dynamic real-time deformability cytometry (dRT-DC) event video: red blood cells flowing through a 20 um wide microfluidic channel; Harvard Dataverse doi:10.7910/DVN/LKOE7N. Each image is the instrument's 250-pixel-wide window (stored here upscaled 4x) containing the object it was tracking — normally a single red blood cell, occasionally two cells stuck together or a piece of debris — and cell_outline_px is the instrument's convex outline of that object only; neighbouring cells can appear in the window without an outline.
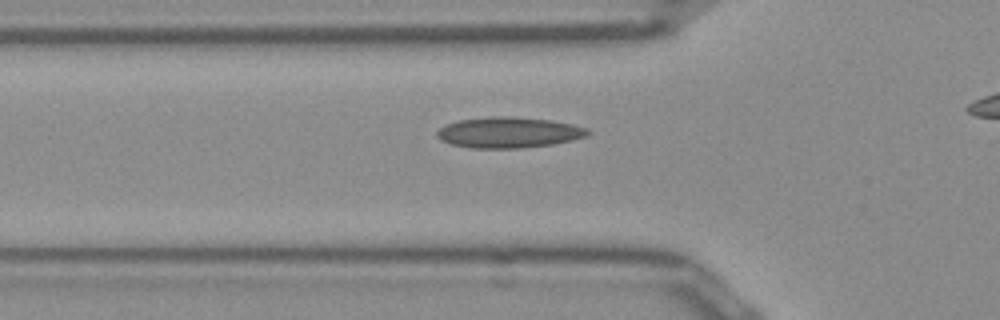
{"species": "Egyptian fruit bat (a non-hibernating species)", "species_latin": "Rousettus aegyptiacus", "temperature_condition": "room temperature", "stored_images_in_passage": 32, "camera_frame_rate_fps": 3000, "um_per_image_px": 0.085, "frame": {"image": 1, "passage_image": 8, "time_ms": 2.333, "image_size_px": [1000, 320], "cell_outline_px": [[592, 132], [588, 136], [572, 140], [552, 144], [524, 148], [472, 148], [452, 144], [440, 140], [436, 136], [436, 132], [444, 124], [460, 120], [492, 116], [512, 116], [552, 120], [572, 124], [588, 128]], "centroid_in_image_um": [43.26, 11.25], "position_along_channel_um": 82.5, "area_um2": 27.28}}
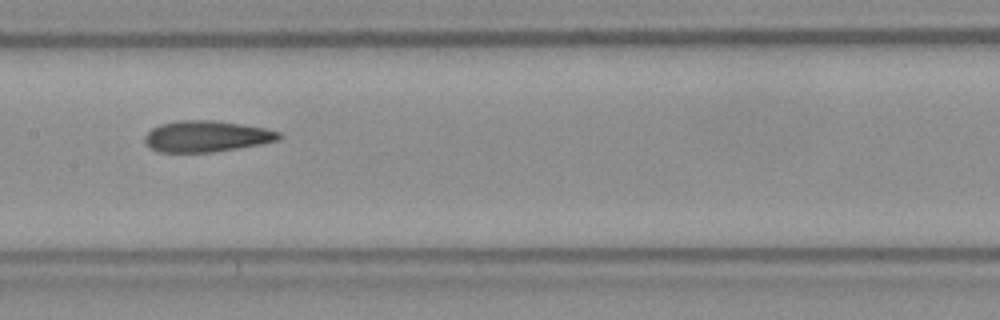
{"frame": {"image": 2, "passage_image": 16, "time_ms": 5.0, "image_size_px": [1000, 320], "cell_outline_px": [[284, 136], [280, 140], [260, 144], [212, 152], [160, 152], [152, 148], [144, 140], [144, 136], [152, 128], [160, 124], [176, 120], [216, 120], [264, 128], [280, 132]], "centroid_in_image_um": [17.57, 11.58], "position_along_channel_um": 189.8, "area_um2": 24.33}}
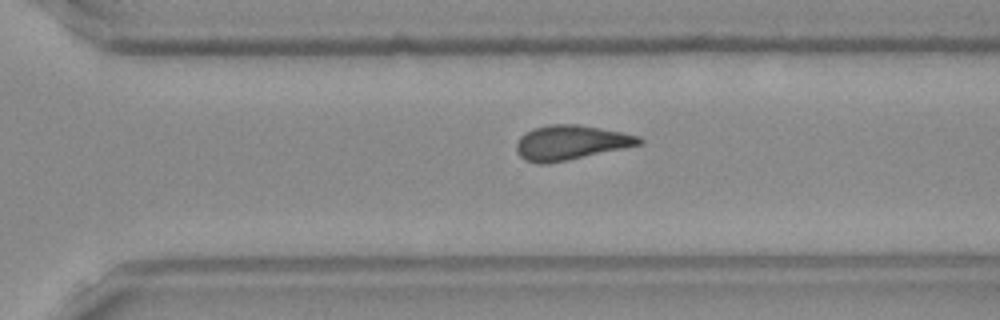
{"frame": {"image": 3, "passage_image": 26, "time_ms": 8.333, "image_size_px": [1000, 320], "cell_outline_px": [[644, 140], [640, 144], [568, 160], [548, 164], [536, 164], [524, 160], [516, 152], [516, 144], [520, 136], [532, 128], [548, 124], [576, 124], [600, 128], [640, 136]], "centroid_in_image_um": [48.44, 12.12], "position_along_channel_um": 322.2, "area_um2": 24.74}, "authors_computed_cell_mechanics": {"area_um2": 24.4494, "velocity_mm_per_s": 3.9787, "shape_relaxation_time_tau1_ms": null, "shape_relaxation_time_tau2_ms": 2.7614, "deformation_change_tau1": null, "deformation_change_tau2": 0.1073}}